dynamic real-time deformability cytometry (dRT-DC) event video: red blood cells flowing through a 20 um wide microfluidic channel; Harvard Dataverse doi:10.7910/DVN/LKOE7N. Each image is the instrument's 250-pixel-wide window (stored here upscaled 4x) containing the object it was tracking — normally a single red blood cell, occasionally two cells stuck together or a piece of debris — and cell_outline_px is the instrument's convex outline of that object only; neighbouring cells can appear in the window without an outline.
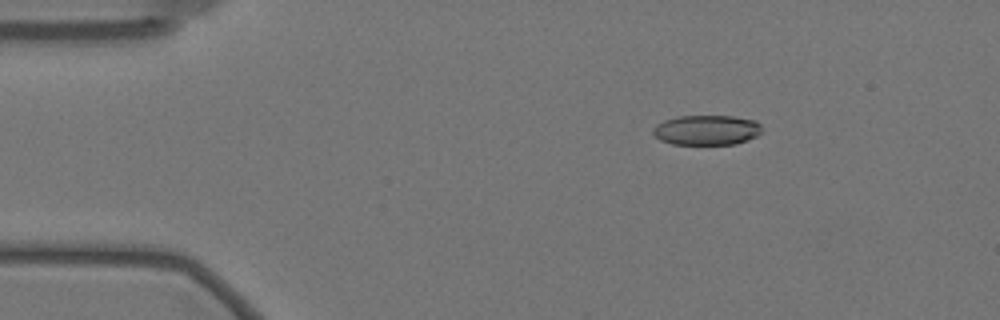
{"species": "Egyptian fruit bat (a non-hibernating species)", "species_latin": "Rousettus aegyptiacus", "temperature_condition": "warm", "stored_images_in_passage": 53, "camera_frame_rate_fps": 3000, "um_per_image_px": 0.085, "animal": {"sex": "female"}, "frame": {"image": 1, "passage_image": 4, "time_ms": 1.0, "image_size_px": [1000, 320], "cell_outline_px": [[764, 128], [756, 136], [748, 140], [736, 144], [672, 144], [660, 140], [652, 132], [652, 128], [656, 124], [664, 120], [676, 116], [732, 116], [756, 120]], "centroid_in_image_um": [60.07, 11.05], "position_along_channel_um": 24.9, "area_um2": 19.19}}
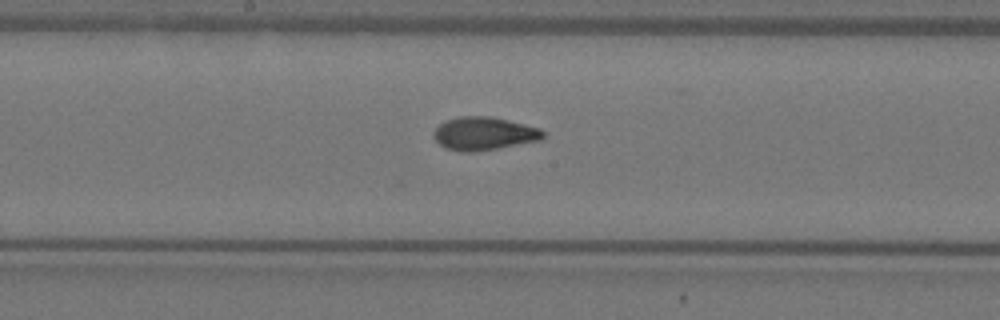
{"frame": {"image": 2, "passage_image": 25, "time_ms": 8.0, "image_size_px": [1000, 320], "cell_outline_px": [[544, 136], [540, 140], [496, 148], [472, 152], [460, 152], [444, 148], [432, 136], [432, 132], [444, 120], [460, 116], [488, 116], [508, 120], [540, 128], [544, 132]], "centroid_in_image_um": [41.08, 11.35], "position_along_channel_um": 207.1, "area_um2": 21.1}}
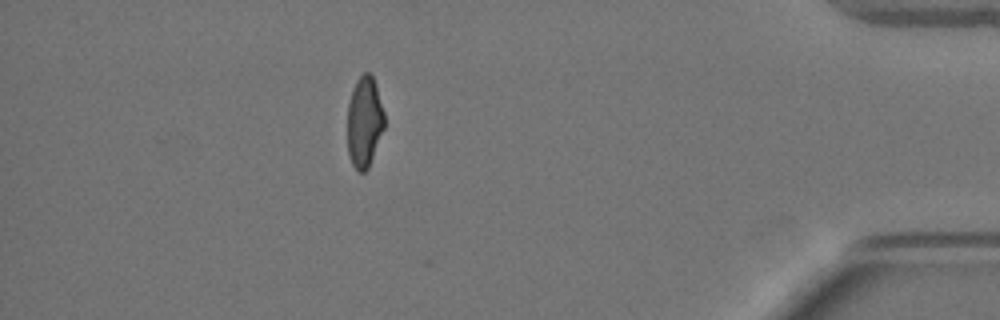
{"frame": {"image": 3, "passage_image": 46, "time_ms": 15.0, "image_size_px": [1000, 320], "cell_outline_px": [[384, 128], [368, 168], [364, 172], [356, 172], [352, 164], [348, 152], [348, 104], [352, 88], [356, 80], [364, 72], [368, 72], [372, 76], [376, 84], [384, 112]], "centroid_in_image_um": [30.97, 10.35], "position_along_channel_um": 404.2, "area_um2": 19.59}, "authors_computed_cell_mechanics": {"area_um2": 20.6346, "velocity_mm_per_s": 3.5241, "shape_relaxation_time_tau1_ms": 7.1635, "shape_relaxation_time_tau2_ms": 1.3166, "deformation_change_tau1": 0.203, "deformation_change_tau2": 0.0674}}